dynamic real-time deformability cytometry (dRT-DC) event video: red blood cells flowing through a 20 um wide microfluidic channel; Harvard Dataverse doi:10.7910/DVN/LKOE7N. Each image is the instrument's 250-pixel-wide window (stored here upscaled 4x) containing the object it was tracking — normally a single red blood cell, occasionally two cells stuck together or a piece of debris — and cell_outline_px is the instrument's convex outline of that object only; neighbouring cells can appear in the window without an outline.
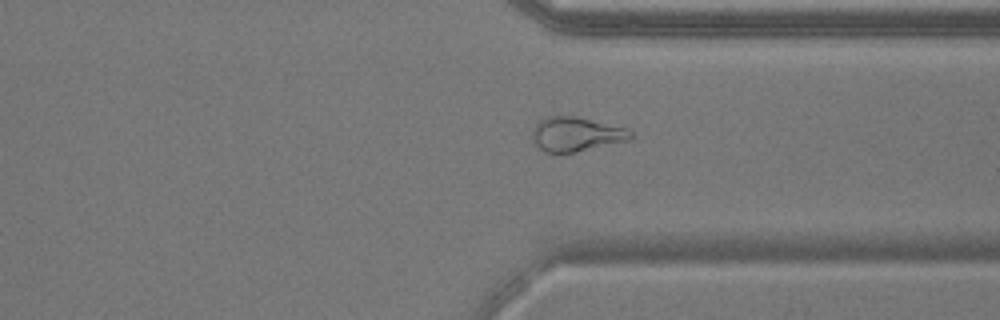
{"species": "common noctule bat (a hibernating species)", "species_latin": "Nyctalus noctula", "temperature_condition": "warm", "stored_images_in_passage": 53, "camera_frame_rate_fps": 3000, "um_per_image_px": 0.085, "animal": {"sex": "male", "body_mass_g": 17.9}, "frame": {"image": 1, "passage_image": 40, "time_ms": 13.0, "image_size_px": [1000, 320], "cell_outline_px": [[632, 140], [572, 152], [544, 152], [532, 140], [532, 128], [540, 120], [548, 116], [576, 116], [624, 128], [632, 132]], "centroid_in_image_um": [48.95, 11.4], "position_along_channel_um": 362.5, "area_um2": 19.42}}
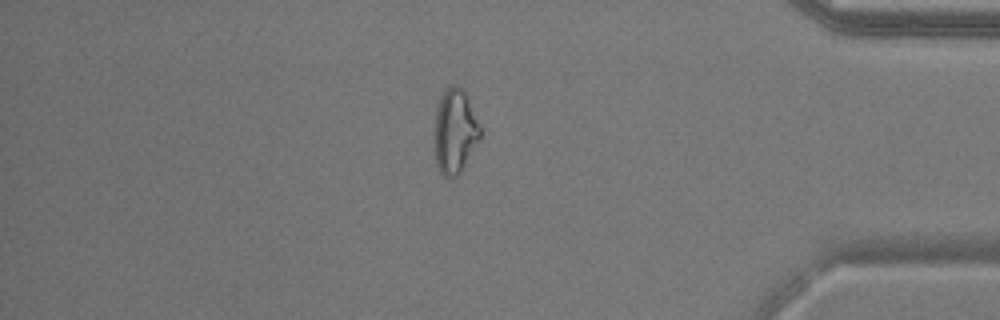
{"frame": {"image": 2, "passage_image": 45, "time_ms": 14.667, "image_size_px": [1000, 320], "cell_outline_px": [[480, 136], [460, 172], [456, 176], [444, 176], [440, 172], [436, 164], [436, 108], [444, 92], [452, 84], [456, 84], [464, 92], [480, 128]], "centroid_in_image_um": [38.65, 11.17], "position_along_channel_um": 396.5, "area_um2": 21.33}}
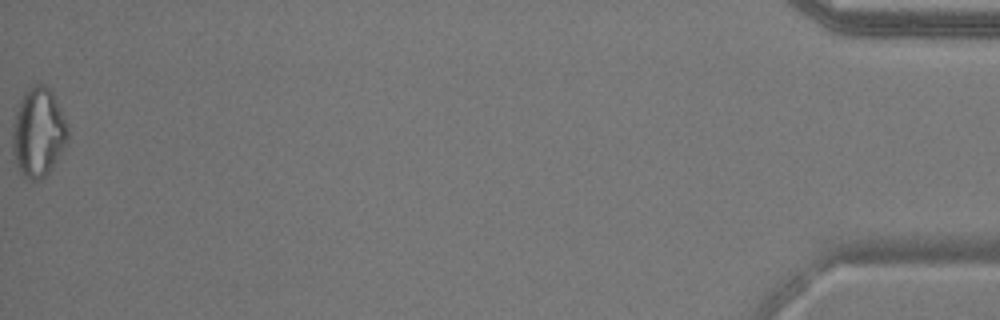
{"frame": {"image": 3, "passage_image": 53, "time_ms": 17.333, "image_size_px": [1000, 320], "cell_outline_px": [[68, 136], [56, 160], [48, 172], [40, 180], [28, 180], [20, 172], [16, 164], [12, 152], [12, 128], [16, 112], [20, 100], [24, 92], [32, 84], [44, 84], [52, 92], [60, 108], [68, 128]], "centroid_in_image_um": [3.22, 11.24], "position_along_channel_um": 432.0, "area_um2": 28.44}, "authors_computed_cell_mechanics": {"area_um2": 21.9062, "velocity_mm_per_s": 3.8536, "shape_relaxation_time_tau1_ms": null, "shape_relaxation_time_tau2_ms": 1.4682, "deformation_change_tau1": null, "deformation_change_tau2": 0.0757}}